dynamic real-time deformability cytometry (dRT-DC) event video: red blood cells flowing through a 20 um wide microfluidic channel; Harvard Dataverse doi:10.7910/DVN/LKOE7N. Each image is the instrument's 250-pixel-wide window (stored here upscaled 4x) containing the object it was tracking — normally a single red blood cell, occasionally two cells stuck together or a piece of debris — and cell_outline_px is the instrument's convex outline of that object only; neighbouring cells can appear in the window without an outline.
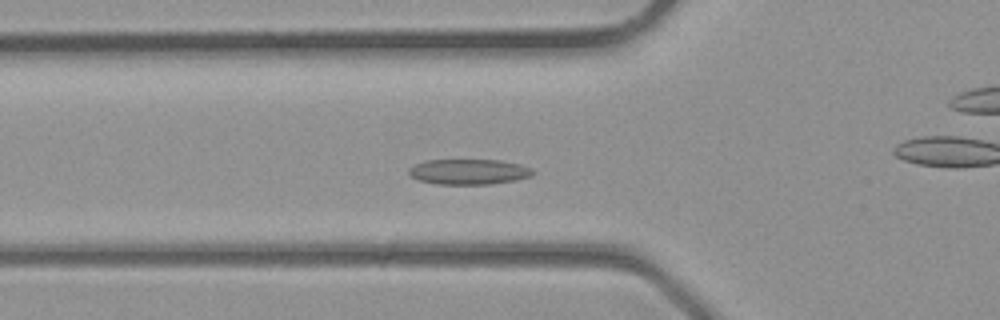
{"species": "common noctule bat (a hibernating species)", "species_latin": "Nyctalus noctula", "temperature_condition": "room temperature", "stored_images_in_passage": 37, "camera_frame_rate_fps": 3000, "um_per_image_px": 0.085, "animal": {"sex": "male", "body_mass_g": 23.1, "forearm_length_mm": 52.7}, "frame": {"image": 1, "passage_image": 12, "time_ms": 3.667, "image_size_px": [1000, 320], "cell_outline_px": [[536, 172], [532, 176], [516, 180], [492, 184], [436, 184], [416, 180], [408, 172], [408, 168], [424, 160], [500, 160], [520, 164], [532, 168]], "centroid_in_image_um": [39.86, 14.6], "position_along_channel_um": 85.9, "area_um2": 18.55}}
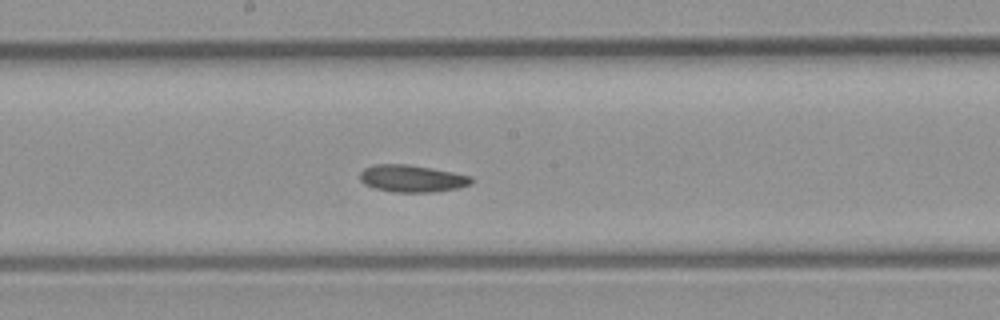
{"frame": {"image": 2, "passage_image": 19, "time_ms": 6.0, "image_size_px": [1000, 320], "cell_outline_px": [[472, 184], [456, 188], [436, 192], [392, 192], [376, 188], [364, 184], [360, 180], [360, 172], [364, 168], [372, 164], [404, 164], [432, 168], [472, 176]], "centroid_in_image_um": [35.0, 15.17], "position_along_channel_um": 213.2, "area_um2": 17.63}}
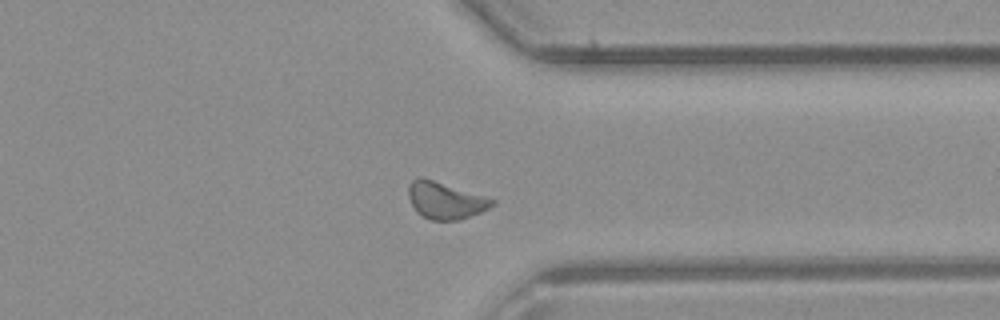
{"frame": {"image": 3, "passage_image": 28, "time_ms": 9.0, "image_size_px": [1000, 320], "cell_outline_px": [[496, 204], [480, 212], [460, 220], [432, 220], [424, 216], [412, 204], [408, 196], [408, 184], [412, 180], [420, 176], [496, 200]], "centroid_in_image_um": [37.85, 17.03], "position_along_channel_um": 373.5, "area_um2": 17.57}}